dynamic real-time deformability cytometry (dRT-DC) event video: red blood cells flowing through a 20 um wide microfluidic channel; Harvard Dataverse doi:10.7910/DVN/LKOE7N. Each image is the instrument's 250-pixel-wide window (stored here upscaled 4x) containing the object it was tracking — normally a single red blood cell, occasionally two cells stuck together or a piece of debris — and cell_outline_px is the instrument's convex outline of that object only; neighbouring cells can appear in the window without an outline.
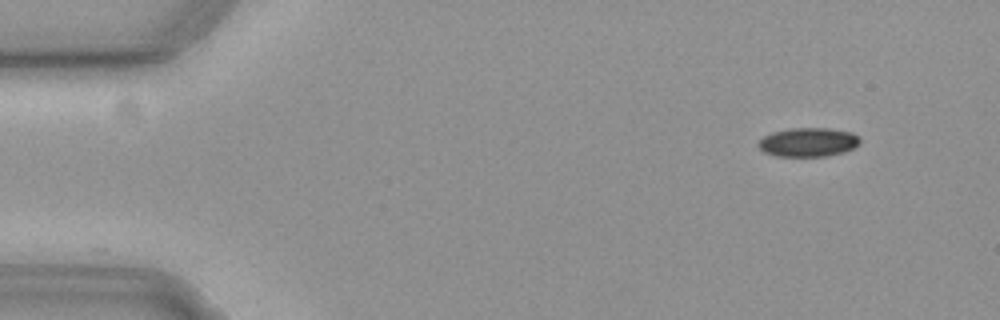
{"species": "common noctule bat (a hibernating species)", "species_latin": "Nyctalus noctula", "temperature_condition": "cold", "stored_images_in_passage": 10, "camera_frame_rate_fps": 3000, "um_per_image_px": 0.085, "animal": {"sex": "female", "body_mass_g": 19.3, "forearm_length_mm": 54.1}, "frame": {"image": 1, "passage_image": 1, "time_ms": 0.0, "image_size_px": [1000, 320], "cell_outline_px": [[860, 140], [852, 148], [844, 152], [824, 156], [776, 156], [764, 152], [756, 144], [764, 136], [772, 132], [792, 128], [828, 128], [852, 132]], "centroid_in_image_um": [68.65, 12.08], "position_along_channel_um": 16.3, "area_um2": 16.94}}